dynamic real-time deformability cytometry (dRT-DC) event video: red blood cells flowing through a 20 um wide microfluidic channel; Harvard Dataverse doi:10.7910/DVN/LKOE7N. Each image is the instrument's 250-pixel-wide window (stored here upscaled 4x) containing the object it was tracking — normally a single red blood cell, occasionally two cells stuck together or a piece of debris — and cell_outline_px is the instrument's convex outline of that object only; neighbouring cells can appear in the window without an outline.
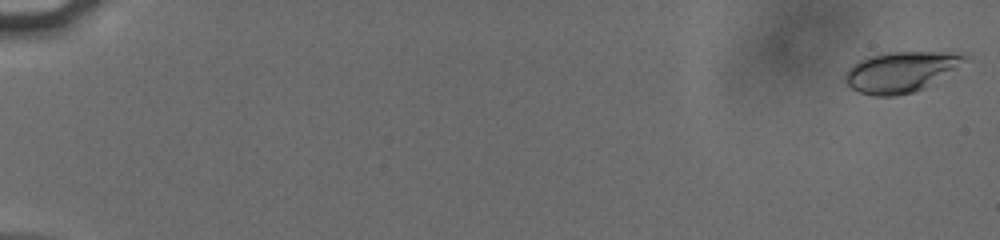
{"species": "human", "species_latin": "Homo sapiens", "temperature_condition": "cold", "stored_images_in_passage": 56, "camera_frame_rate_fps": 3000, "um_per_image_px": 0.085, "donor": {"sex": "male"}, "frame": {"image": 1, "passage_image": 1, "time_ms": 0.0, "image_size_px": [1000, 240], "cell_outline_px": [[972, 60], [924, 88], [912, 92], [896, 96], [876, 96], [860, 92], [852, 88], [844, 80], [844, 76], [848, 68], [852, 64], [868, 56], [888, 52], [964, 52], [972, 56]], "centroid_in_image_um": [76.67, 6.08], "position_along_channel_um": 8.3, "area_um2": 28.73}}
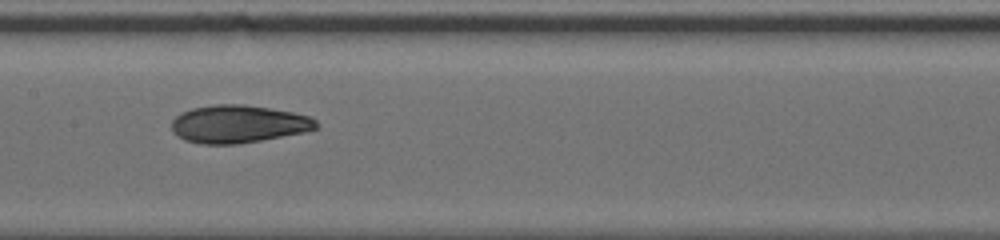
{"frame": {"image": 2, "passage_image": 31, "time_ms": 10.0, "image_size_px": [1000, 240], "cell_outline_px": [[316, 128], [304, 132], [260, 140], [236, 144], [200, 144], [184, 140], [176, 136], [172, 132], [172, 120], [176, 116], [192, 108], [216, 104], [244, 104], [292, 112], [308, 116], [316, 120]], "centroid_in_image_um": [20.21, 10.54], "position_along_channel_um": 187.2, "area_um2": 31.62}}
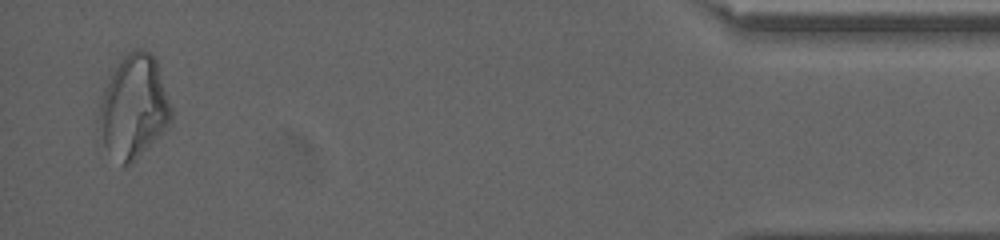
{"frame": {"image": 3, "passage_image": 55, "time_ms": 18.0, "image_size_px": [1000, 240], "cell_outline_px": [[172, 120], [168, 128], [132, 164], [124, 164], [104, 144], [100, 116], [100, 104], [104, 92], [120, 60], [132, 48], [144, 48], [152, 52], [156, 56], [172, 108]], "centroid_in_image_um": [11.47, 9.02], "position_along_channel_um": 423.7, "area_um2": 42.66}, "authors_computed_cell_mechanics": {"area_um2": 31.3276, "velocity_mm_per_s": 3.823, "shape_relaxation_time_tau1_ms": 7.8398, "shape_relaxation_time_tau2_ms": 2.6177, "deformation_change_tau1": 0.1717, "deformation_change_tau2": 0.077}}